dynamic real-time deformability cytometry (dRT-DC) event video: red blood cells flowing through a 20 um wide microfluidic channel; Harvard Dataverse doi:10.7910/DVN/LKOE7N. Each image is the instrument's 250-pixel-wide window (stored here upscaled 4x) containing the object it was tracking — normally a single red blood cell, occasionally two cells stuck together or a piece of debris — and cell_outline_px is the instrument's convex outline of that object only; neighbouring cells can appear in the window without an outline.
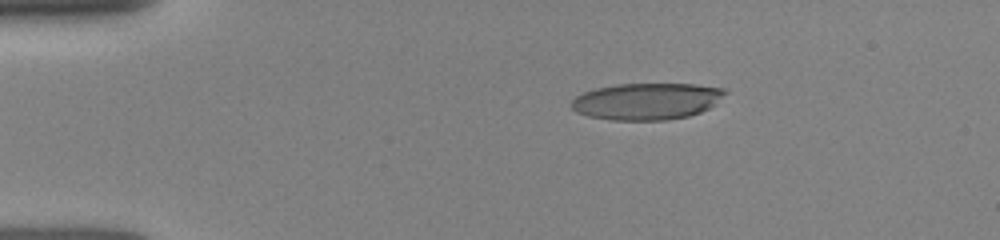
{"species": "human", "species_latin": "Homo sapiens", "temperature_condition": "room temperature", "stored_images_in_passage": 9, "camera_frame_rate_fps": 3000, "um_per_image_px": 0.085, "donor": {"sex": "female"}, "frame": {"image": 1, "passage_image": 4, "time_ms": 2.333, "image_size_px": [1000, 240], "cell_outline_px": [[728, 92], [708, 108], [700, 112], [688, 116], [668, 120], [608, 120], [588, 116], [576, 112], [572, 108], [572, 100], [576, 96], [584, 92], [596, 88], [620, 84], [696, 84], [724, 88]], "centroid_in_image_um": [54.96, 8.61], "position_along_channel_um": 30.0, "area_um2": 32.77}}